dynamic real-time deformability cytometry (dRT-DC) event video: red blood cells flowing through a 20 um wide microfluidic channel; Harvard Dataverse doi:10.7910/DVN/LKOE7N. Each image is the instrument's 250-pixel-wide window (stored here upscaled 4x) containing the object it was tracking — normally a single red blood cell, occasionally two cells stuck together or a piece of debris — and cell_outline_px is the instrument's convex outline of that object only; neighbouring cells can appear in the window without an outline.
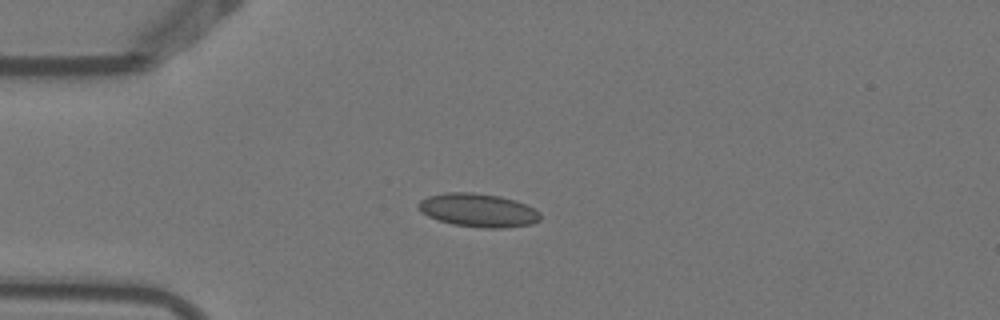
{"species": "Egyptian fruit bat (a non-hibernating species)", "species_latin": "Rousettus aegyptiacus", "temperature_condition": "warm", "stored_images_in_passage": 5, "camera_frame_rate_fps": 3000, "um_per_image_px": 0.085, "animal": {"sex": "female"}, "frame": {"image": 1, "passage_image": 4, "time_ms": 1.0, "image_size_px": [1000, 320], "cell_outline_px": [[540, 220], [532, 224], [504, 228], [484, 228], [452, 224], [428, 216], [420, 212], [416, 204], [420, 200], [428, 196], [444, 192], [472, 192], [500, 196], [516, 200], [540, 212]], "centroid_in_image_um": [40.62, 17.86], "position_along_channel_um": 44.4, "area_um2": 23.87}}